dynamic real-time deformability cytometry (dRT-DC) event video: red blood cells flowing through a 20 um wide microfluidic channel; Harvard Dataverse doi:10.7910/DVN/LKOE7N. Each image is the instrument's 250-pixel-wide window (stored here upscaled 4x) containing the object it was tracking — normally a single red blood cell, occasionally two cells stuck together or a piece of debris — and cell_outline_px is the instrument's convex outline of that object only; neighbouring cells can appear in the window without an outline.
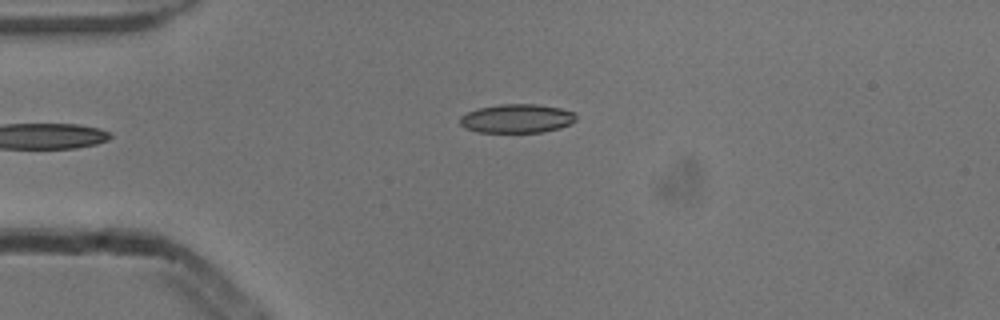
{"species": "common noctule bat (a hibernating species)", "species_latin": "Nyctalus noctula", "temperature_condition": "cold", "stored_images_in_passage": 2, "camera_frame_rate_fps": 3000, "um_per_image_px": 0.085, "animal": {"sex": "male", "body_mass_g": 13.3}, "frame": {"image": 1, "passage_image": 1, "time_ms": 0.0, "image_size_px": [1000, 320], "cell_outline_px": [[576, 120], [560, 128], [544, 132], [476, 132], [464, 128], [460, 124], [460, 116], [468, 112], [480, 108], [500, 104], [536, 104], [560, 108], [576, 112]], "centroid_in_image_um": [43.94, 10.08], "position_along_channel_um": 41.1, "area_um2": 19.54}}